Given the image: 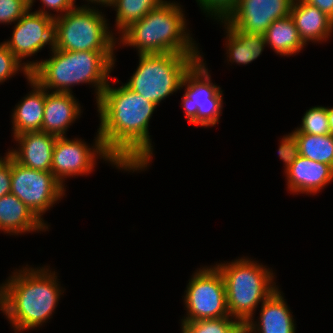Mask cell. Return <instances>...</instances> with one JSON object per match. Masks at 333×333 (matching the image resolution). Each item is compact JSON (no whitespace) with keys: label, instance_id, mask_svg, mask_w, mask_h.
<instances>
[{"label":"cell","instance_id":"1","mask_svg":"<svg viewBox=\"0 0 333 333\" xmlns=\"http://www.w3.org/2000/svg\"><path fill=\"white\" fill-rule=\"evenodd\" d=\"M112 86L109 81L96 104L103 146L126 172L146 171L154 156L149 123L158 105L123 82Z\"/></svg>","mask_w":333,"mask_h":333},{"label":"cell","instance_id":"2","mask_svg":"<svg viewBox=\"0 0 333 333\" xmlns=\"http://www.w3.org/2000/svg\"><path fill=\"white\" fill-rule=\"evenodd\" d=\"M59 280L48 265L26 264L0 284V311L14 333L41 328L53 318L65 291Z\"/></svg>","mask_w":333,"mask_h":333},{"label":"cell","instance_id":"3","mask_svg":"<svg viewBox=\"0 0 333 333\" xmlns=\"http://www.w3.org/2000/svg\"><path fill=\"white\" fill-rule=\"evenodd\" d=\"M50 54L49 59L29 61L30 76L50 92L73 93L72 87L88 84L94 88L97 104L116 67L115 52L53 48Z\"/></svg>","mask_w":333,"mask_h":333},{"label":"cell","instance_id":"4","mask_svg":"<svg viewBox=\"0 0 333 333\" xmlns=\"http://www.w3.org/2000/svg\"><path fill=\"white\" fill-rule=\"evenodd\" d=\"M185 9L177 1H163L142 19L131 23L119 35L117 46H130L137 55L178 53L202 55L192 31L189 30ZM122 45V46H121Z\"/></svg>","mask_w":333,"mask_h":333},{"label":"cell","instance_id":"5","mask_svg":"<svg viewBox=\"0 0 333 333\" xmlns=\"http://www.w3.org/2000/svg\"><path fill=\"white\" fill-rule=\"evenodd\" d=\"M213 265L219 269L225 282L230 317L243 325L255 318L256 308L279 288L272 267L270 269L248 256Z\"/></svg>","mask_w":333,"mask_h":333},{"label":"cell","instance_id":"6","mask_svg":"<svg viewBox=\"0 0 333 333\" xmlns=\"http://www.w3.org/2000/svg\"><path fill=\"white\" fill-rule=\"evenodd\" d=\"M138 57L137 68L123 84L159 106L173 93L182 90L186 73L203 55L160 53L142 54Z\"/></svg>","mask_w":333,"mask_h":333},{"label":"cell","instance_id":"7","mask_svg":"<svg viewBox=\"0 0 333 333\" xmlns=\"http://www.w3.org/2000/svg\"><path fill=\"white\" fill-rule=\"evenodd\" d=\"M101 10L98 6L77 5L55 18L54 48L63 51L116 52L119 49L117 36Z\"/></svg>","mask_w":333,"mask_h":333},{"label":"cell","instance_id":"8","mask_svg":"<svg viewBox=\"0 0 333 333\" xmlns=\"http://www.w3.org/2000/svg\"><path fill=\"white\" fill-rule=\"evenodd\" d=\"M211 79L204 55L183 79L181 89H184V94L180 105L186 120L194 126L209 128L220 122L224 90Z\"/></svg>","mask_w":333,"mask_h":333},{"label":"cell","instance_id":"9","mask_svg":"<svg viewBox=\"0 0 333 333\" xmlns=\"http://www.w3.org/2000/svg\"><path fill=\"white\" fill-rule=\"evenodd\" d=\"M185 289L182 299L186 314L181 321L230 317L225 282L215 265L197 268Z\"/></svg>","mask_w":333,"mask_h":333},{"label":"cell","instance_id":"10","mask_svg":"<svg viewBox=\"0 0 333 333\" xmlns=\"http://www.w3.org/2000/svg\"><path fill=\"white\" fill-rule=\"evenodd\" d=\"M94 138L93 145H89L81 138L57 137L53 149L51 172L65 188L67 178L83 175L87 177L95 171L97 161L101 159L125 172L104 148L98 128Z\"/></svg>","mask_w":333,"mask_h":333},{"label":"cell","instance_id":"11","mask_svg":"<svg viewBox=\"0 0 333 333\" xmlns=\"http://www.w3.org/2000/svg\"><path fill=\"white\" fill-rule=\"evenodd\" d=\"M48 227L43 216L61 199L66 197V188L51 171L24 167L12 158L11 191Z\"/></svg>","mask_w":333,"mask_h":333},{"label":"cell","instance_id":"12","mask_svg":"<svg viewBox=\"0 0 333 333\" xmlns=\"http://www.w3.org/2000/svg\"><path fill=\"white\" fill-rule=\"evenodd\" d=\"M32 9L14 24L12 36L3 42L28 70L29 60L24 59H31L47 45L50 51L54 48V18Z\"/></svg>","mask_w":333,"mask_h":333},{"label":"cell","instance_id":"13","mask_svg":"<svg viewBox=\"0 0 333 333\" xmlns=\"http://www.w3.org/2000/svg\"><path fill=\"white\" fill-rule=\"evenodd\" d=\"M293 0H239L225 18L241 32L264 34L277 19L290 15Z\"/></svg>","mask_w":333,"mask_h":333},{"label":"cell","instance_id":"14","mask_svg":"<svg viewBox=\"0 0 333 333\" xmlns=\"http://www.w3.org/2000/svg\"><path fill=\"white\" fill-rule=\"evenodd\" d=\"M286 188L292 195H316L333 182V168L321 162L298 156L284 172Z\"/></svg>","mask_w":333,"mask_h":333},{"label":"cell","instance_id":"15","mask_svg":"<svg viewBox=\"0 0 333 333\" xmlns=\"http://www.w3.org/2000/svg\"><path fill=\"white\" fill-rule=\"evenodd\" d=\"M57 136L42 131L24 132L12 138L16 147L7 149L20 165L40 171H51ZM18 146V147H17Z\"/></svg>","mask_w":333,"mask_h":333},{"label":"cell","instance_id":"16","mask_svg":"<svg viewBox=\"0 0 333 333\" xmlns=\"http://www.w3.org/2000/svg\"><path fill=\"white\" fill-rule=\"evenodd\" d=\"M281 288L275 290L260 306L259 318L244 324V333H296V320Z\"/></svg>","mask_w":333,"mask_h":333},{"label":"cell","instance_id":"17","mask_svg":"<svg viewBox=\"0 0 333 333\" xmlns=\"http://www.w3.org/2000/svg\"><path fill=\"white\" fill-rule=\"evenodd\" d=\"M74 93L50 92L45 89L42 132L57 137L66 132L81 117L83 109ZM82 110V111H81Z\"/></svg>","mask_w":333,"mask_h":333},{"label":"cell","instance_id":"18","mask_svg":"<svg viewBox=\"0 0 333 333\" xmlns=\"http://www.w3.org/2000/svg\"><path fill=\"white\" fill-rule=\"evenodd\" d=\"M22 201L9 193L0 198V231L7 235L19 236L26 233L49 231Z\"/></svg>","mask_w":333,"mask_h":333},{"label":"cell","instance_id":"19","mask_svg":"<svg viewBox=\"0 0 333 333\" xmlns=\"http://www.w3.org/2000/svg\"><path fill=\"white\" fill-rule=\"evenodd\" d=\"M26 81L32 89L20 99L12 110L10 116L12 137L24 132L42 131L45 89L31 76Z\"/></svg>","mask_w":333,"mask_h":333},{"label":"cell","instance_id":"20","mask_svg":"<svg viewBox=\"0 0 333 333\" xmlns=\"http://www.w3.org/2000/svg\"><path fill=\"white\" fill-rule=\"evenodd\" d=\"M290 15L306 45L325 43L333 35V20L304 0H293Z\"/></svg>","mask_w":333,"mask_h":333},{"label":"cell","instance_id":"21","mask_svg":"<svg viewBox=\"0 0 333 333\" xmlns=\"http://www.w3.org/2000/svg\"><path fill=\"white\" fill-rule=\"evenodd\" d=\"M223 27L226 60L232 64L247 65L260 57L267 44L263 34L241 32L225 19L216 21Z\"/></svg>","mask_w":333,"mask_h":333},{"label":"cell","instance_id":"22","mask_svg":"<svg viewBox=\"0 0 333 333\" xmlns=\"http://www.w3.org/2000/svg\"><path fill=\"white\" fill-rule=\"evenodd\" d=\"M263 35L267 46L282 57L295 56L306 46L291 15L275 20Z\"/></svg>","mask_w":333,"mask_h":333},{"label":"cell","instance_id":"23","mask_svg":"<svg viewBox=\"0 0 333 333\" xmlns=\"http://www.w3.org/2000/svg\"><path fill=\"white\" fill-rule=\"evenodd\" d=\"M163 1L165 0H114L108 7L116 11L114 34L119 35L131 23L142 19Z\"/></svg>","mask_w":333,"mask_h":333},{"label":"cell","instance_id":"24","mask_svg":"<svg viewBox=\"0 0 333 333\" xmlns=\"http://www.w3.org/2000/svg\"><path fill=\"white\" fill-rule=\"evenodd\" d=\"M300 156L315 162L325 163L333 168V135L294 133Z\"/></svg>","mask_w":333,"mask_h":333},{"label":"cell","instance_id":"25","mask_svg":"<svg viewBox=\"0 0 333 333\" xmlns=\"http://www.w3.org/2000/svg\"><path fill=\"white\" fill-rule=\"evenodd\" d=\"M181 333H244V325L232 317L181 321Z\"/></svg>","mask_w":333,"mask_h":333},{"label":"cell","instance_id":"26","mask_svg":"<svg viewBox=\"0 0 333 333\" xmlns=\"http://www.w3.org/2000/svg\"><path fill=\"white\" fill-rule=\"evenodd\" d=\"M301 124L295 128L293 133H307L314 135L331 134L327 116V107L312 106L304 113Z\"/></svg>","mask_w":333,"mask_h":333},{"label":"cell","instance_id":"27","mask_svg":"<svg viewBox=\"0 0 333 333\" xmlns=\"http://www.w3.org/2000/svg\"><path fill=\"white\" fill-rule=\"evenodd\" d=\"M24 74L25 79L30 76V71L15 57L8 47L0 43V85L16 76Z\"/></svg>","mask_w":333,"mask_h":333},{"label":"cell","instance_id":"28","mask_svg":"<svg viewBox=\"0 0 333 333\" xmlns=\"http://www.w3.org/2000/svg\"><path fill=\"white\" fill-rule=\"evenodd\" d=\"M29 9V0H0V24H15Z\"/></svg>","mask_w":333,"mask_h":333},{"label":"cell","instance_id":"29","mask_svg":"<svg viewBox=\"0 0 333 333\" xmlns=\"http://www.w3.org/2000/svg\"><path fill=\"white\" fill-rule=\"evenodd\" d=\"M76 1L77 0H40V3L42 4L41 7L36 10V12L50 16L55 19L76 7ZM35 2L36 0H29L30 8H32V6H35ZM50 11H53V13ZM54 12L56 14H54Z\"/></svg>","mask_w":333,"mask_h":333},{"label":"cell","instance_id":"30","mask_svg":"<svg viewBox=\"0 0 333 333\" xmlns=\"http://www.w3.org/2000/svg\"><path fill=\"white\" fill-rule=\"evenodd\" d=\"M300 155L296 135L293 132L283 135L278 146V156L284 164V172Z\"/></svg>","mask_w":333,"mask_h":333},{"label":"cell","instance_id":"31","mask_svg":"<svg viewBox=\"0 0 333 333\" xmlns=\"http://www.w3.org/2000/svg\"><path fill=\"white\" fill-rule=\"evenodd\" d=\"M12 157L8 154L0 163V198L11 191Z\"/></svg>","mask_w":333,"mask_h":333},{"label":"cell","instance_id":"32","mask_svg":"<svg viewBox=\"0 0 333 333\" xmlns=\"http://www.w3.org/2000/svg\"><path fill=\"white\" fill-rule=\"evenodd\" d=\"M305 2L317 7L333 20V0H304Z\"/></svg>","mask_w":333,"mask_h":333},{"label":"cell","instance_id":"33","mask_svg":"<svg viewBox=\"0 0 333 333\" xmlns=\"http://www.w3.org/2000/svg\"><path fill=\"white\" fill-rule=\"evenodd\" d=\"M83 1H85L84 3H87V4H83L85 6L93 7V5H94L96 7L97 5H99V7L101 6L100 8L109 7L114 2V0H83Z\"/></svg>","mask_w":333,"mask_h":333},{"label":"cell","instance_id":"34","mask_svg":"<svg viewBox=\"0 0 333 333\" xmlns=\"http://www.w3.org/2000/svg\"><path fill=\"white\" fill-rule=\"evenodd\" d=\"M327 116L329 121L330 132L333 135V106H327Z\"/></svg>","mask_w":333,"mask_h":333},{"label":"cell","instance_id":"35","mask_svg":"<svg viewBox=\"0 0 333 333\" xmlns=\"http://www.w3.org/2000/svg\"><path fill=\"white\" fill-rule=\"evenodd\" d=\"M5 155L2 157L0 156V163L5 159L7 158V155L9 154V151H7L6 153H4Z\"/></svg>","mask_w":333,"mask_h":333}]
</instances>
